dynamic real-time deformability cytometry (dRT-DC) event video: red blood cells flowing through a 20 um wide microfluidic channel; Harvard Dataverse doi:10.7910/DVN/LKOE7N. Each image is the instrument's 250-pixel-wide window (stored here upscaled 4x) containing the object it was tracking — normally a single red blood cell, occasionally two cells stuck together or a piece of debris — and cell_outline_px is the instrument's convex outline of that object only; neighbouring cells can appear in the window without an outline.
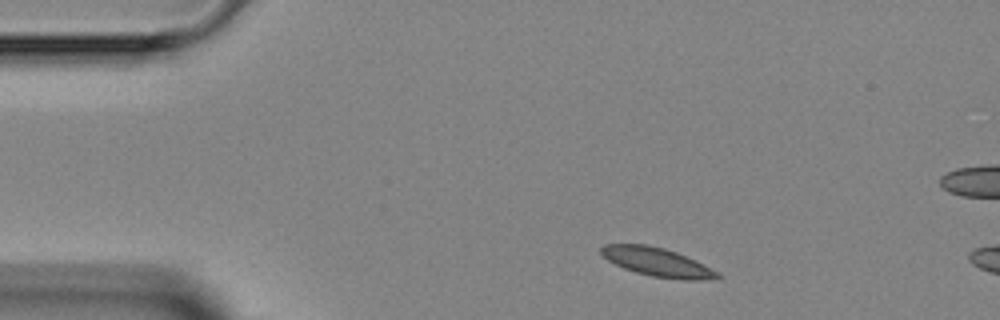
{"species": "Egyptian fruit bat (a non-hibernating species)", "species_latin": "Rousettus aegyptiacus", "temperature_condition": "room temperature", "stored_images_in_passage": 3, "camera_frame_rate_fps": 3000, "um_per_image_px": 0.085, "animal": {"sex": "female"}, "frame": {"image": 1, "passage_image": 1, "time_ms": 0.0, "image_size_px": [1000, 320], "cell_outline_px": [[720, 276], [716, 280], [684, 280], [652, 276], [636, 272], [624, 268], [608, 260], [600, 252], [600, 248], [604, 244], [644, 244], [664, 248], [676, 252], [696, 260], [716, 272]], "centroid_in_image_um": [55.86, 22.28], "position_along_channel_um": 29.1, "area_um2": 19.25}}